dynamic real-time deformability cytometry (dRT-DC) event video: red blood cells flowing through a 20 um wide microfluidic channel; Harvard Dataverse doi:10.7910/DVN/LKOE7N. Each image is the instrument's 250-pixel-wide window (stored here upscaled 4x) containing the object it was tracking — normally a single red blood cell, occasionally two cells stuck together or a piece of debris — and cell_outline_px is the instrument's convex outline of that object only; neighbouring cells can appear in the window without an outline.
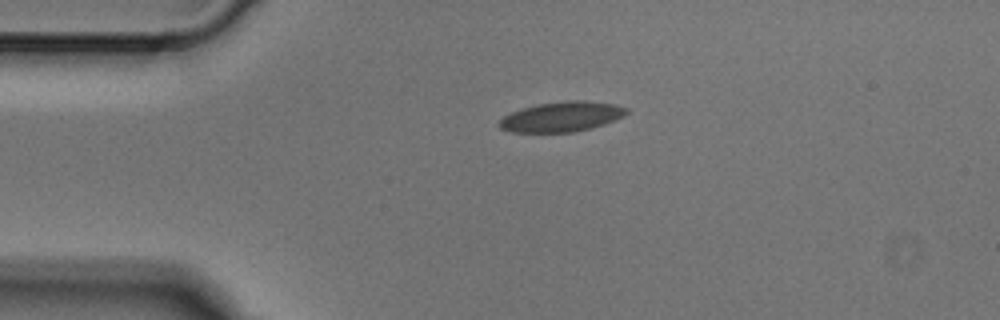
{"species": "Egyptian fruit bat (a non-hibernating species)", "species_latin": "Rousettus aegyptiacus", "temperature_condition": "cold", "stored_images_in_passage": 3, "camera_frame_rate_fps": 3000, "um_per_image_px": 0.085, "animal": {"sex": "male"}, "frame": {"image": 1, "passage_image": 1, "time_ms": 0.0, "image_size_px": [1000, 320], "cell_outline_px": [[628, 112], [624, 116], [604, 124], [576, 132], [512, 132], [500, 128], [500, 120], [504, 116], [512, 112], [524, 108], [540, 104], [572, 100], [584, 100], [616, 104], [628, 108]], "centroid_in_image_um": [47.79, 9.92], "position_along_channel_um": 37.2, "area_um2": 22.02}}
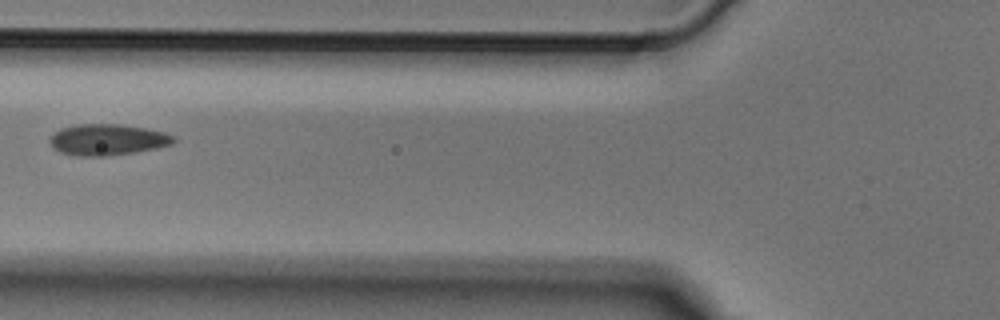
{"frame": {"image": 2, "passage_image": 3, "time_ms": 0.667, "image_size_px": [1000, 320], "cell_outline_px": [[176, 140], [172, 144], [156, 148], [132, 152], [104, 156], [80, 156], [60, 152], [52, 148], [48, 140], [60, 128], [80, 124], [116, 124], [144, 128], [164, 132], [172, 136]], "centroid_in_image_um": [9.1, 11.87], "position_along_channel_um": 116.7, "area_um2": 22.2}}